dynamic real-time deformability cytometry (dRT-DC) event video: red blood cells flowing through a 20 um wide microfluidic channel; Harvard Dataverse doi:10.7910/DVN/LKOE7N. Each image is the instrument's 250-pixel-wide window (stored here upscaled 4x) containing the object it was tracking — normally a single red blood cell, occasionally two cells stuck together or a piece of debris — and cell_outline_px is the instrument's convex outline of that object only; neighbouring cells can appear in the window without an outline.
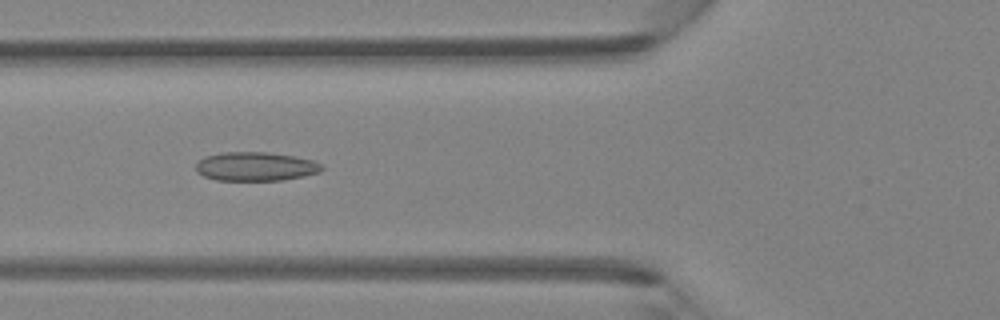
{"species": "Egyptian fruit bat (a non-hibernating species)", "species_latin": "Rousettus aegyptiacus", "temperature_condition": "room temperature", "stored_images_in_passage": 45, "camera_frame_rate_fps": 3000, "um_per_image_px": 0.085, "animal": {"sex": "female"}, "frame": {"image": 1, "passage_image": 17, "time_ms": 5.333, "image_size_px": [1000, 320], "cell_outline_px": [[324, 168], [320, 172], [304, 176], [280, 180], [216, 180], [204, 176], [196, 172], [196, 164], [204, 156], [220, 152], [268, 152], [292, 156], [312, 160], [320, 164]], "centroid_in_image_um": [21.7, 14.14], "position_along_channel_um": 104.1, "area_um2": 21.15}}
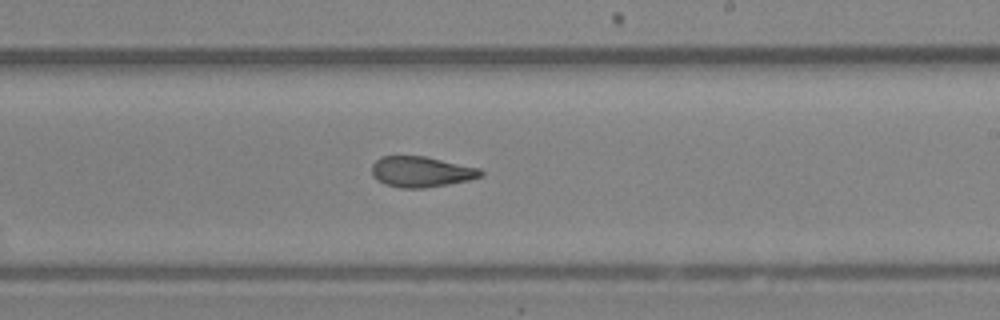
{"frame": {"image": 2, "passage_image": 27, "time_ms": 8.667, "image_size_px": [1000, 320], "cell_outline_px": [[484, 176], [468, 180], [448, 184], [424, 188], [400, 188], [384, 184], [376, 180], [372, 176], [372, 164], [380, 156], [424, 156], [480, 168], [484, 172]], "centroid_in_image_um": [35.79, 14.6], "position_along_channel_um": 253.2, "area_um2": 19.59}}
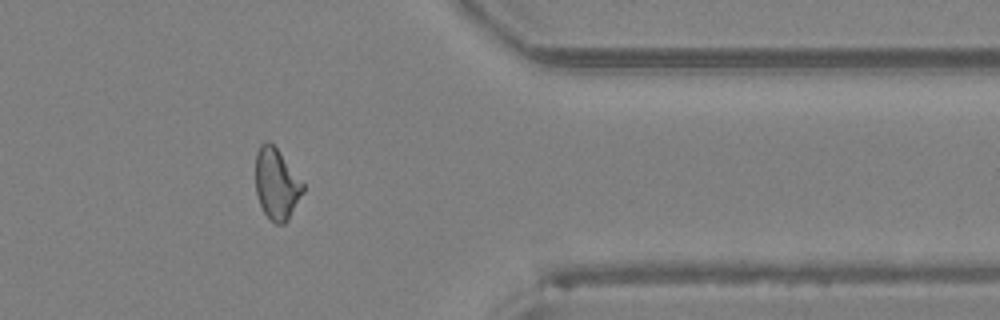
{"frame": {"image": 3, "passage_image": 37, "time_ms": 12.0, "image_size_px": [1000, 320], "cell_outline_px": [[304, 192], [288, 220], [284, 224], [276, 224], [264, 212], [260, 204], [256, 192], [256, 152], [260, 144], [264, 140], [268, 140], [276, 148], [304, 184]], "centroid_in_image_um": [23.5, 15.63], "position_along_channel_um": 387.9, "area_um2": 19.48}}